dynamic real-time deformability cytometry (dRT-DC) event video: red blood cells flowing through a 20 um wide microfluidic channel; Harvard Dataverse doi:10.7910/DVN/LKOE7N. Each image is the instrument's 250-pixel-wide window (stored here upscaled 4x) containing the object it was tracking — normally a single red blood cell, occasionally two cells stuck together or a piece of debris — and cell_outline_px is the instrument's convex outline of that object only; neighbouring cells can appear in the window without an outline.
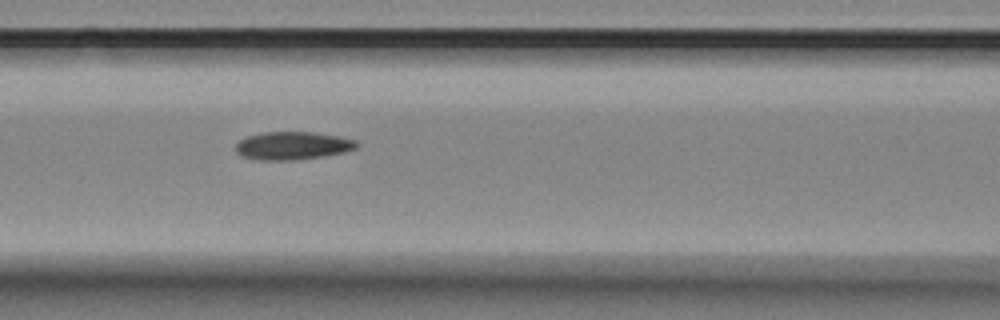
{"species": "Egyptian fruit bat (a non-hibernating species)", "species_latin": "Rousettus aegyptiacus", "temperature_condition": "room temperature", "stored_images_in_passage": 6, "camera_frame_rate_fps": 3000, "um_per_image_px": 0.085, "animal": {"sex": "female"}, "frame": {"image": 1, "passage_image": 5, "time_ms": 1.333, "image_size_px": [1000, 320], "cell_outline_px": [[360, 144], [356, 148], [344, 152], [324, 156], [292, 160], [260, 160], [240, 156], [236, 152], [236, 144], [244, 136], [264, 132], [312, 132], [340, 136], [356, 140]], "centroid_in_image_um": [24.86, 12.38], "position_along_channel_um": 141.7, "area_um2": 19.88}}
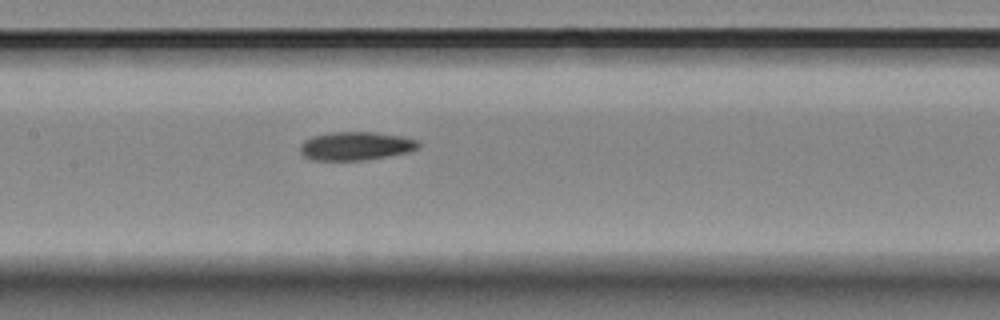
{"frame": {"image": 2, "passage_image": 6, "time_ms": 1.667, "image_size_px": [1000, 320], "cell_outline_px": [[420, 148], [408, 152], [388, 156], [364, 160], [312, 160], [304, 156], [300, 152], [300, 144], [304, 140], [312, 136], [332, 132], [372, 132], [400, 136], [416, 140], [420, 144]], "centroid_in_image_um": [30.22, 12.41], "position_along_channel_um": 177.2, "area_um2": 19.59}}